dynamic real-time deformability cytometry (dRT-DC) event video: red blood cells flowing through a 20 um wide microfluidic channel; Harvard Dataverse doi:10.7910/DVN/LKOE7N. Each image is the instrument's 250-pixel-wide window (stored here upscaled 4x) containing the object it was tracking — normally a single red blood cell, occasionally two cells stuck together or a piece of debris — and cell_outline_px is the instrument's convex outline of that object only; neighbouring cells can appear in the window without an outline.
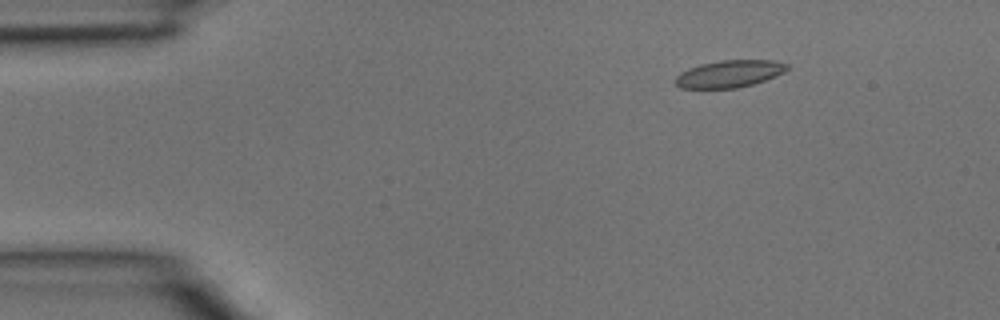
{"species": "common noctule bat (a hibernating species)", "species_latin": "Nyctalus noctula", "temperature_condition": "room temperature", "stored_images_in_passage": 6, "camera_frame_rate_fps": 3000, "um_per_image_px": 0.085, "animal": {"sex": "male", "body_mass_g": 15.6}, "frame": {"image": 1, "passage_image": 2, "time_ms": 0.333, "image_size_px": [1000, 320], "cell_outline_px": [[788, 68], [784, 72], [776, 76], [752, 84], [736, 88], [680, 88], [676, 84], [676, 76], [680, 72], [688, 68], [700, 64], [720, 60], [776, 60], [788, 64]], "centroid_in_image_um": [62.0, 6.26], "position_along_channel_um": 23.0, "area_um2": 17.69}}
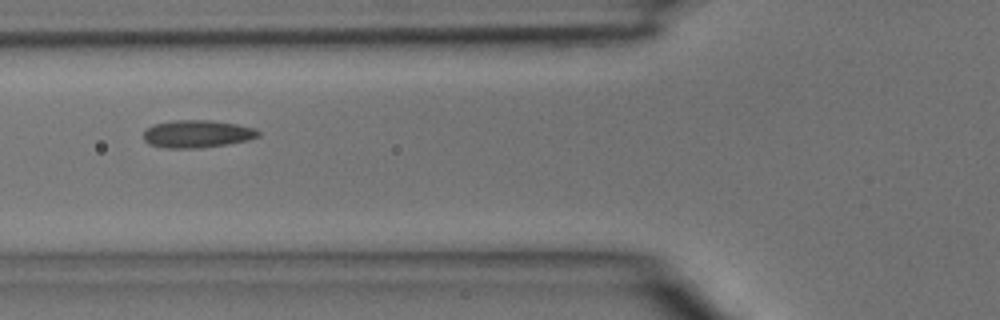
{"frame": {"image": 2, "passage_image": 5, "time_ms": 1.333, "image_size_px": [1000, 320], "cell_outline_px": [[260, 136], [248, 140], [228, 144], [200, 148], [164, 148], [148, 144], [144, 140], [144, 132], [152, 124], [172, 120], [208, 120], [236, 124], [256, 128], [260, 132]], "centroid_in_image_um": [16.76, 11.38], "position_along_channel_um": 109.0, "area_um2": 18.61}}